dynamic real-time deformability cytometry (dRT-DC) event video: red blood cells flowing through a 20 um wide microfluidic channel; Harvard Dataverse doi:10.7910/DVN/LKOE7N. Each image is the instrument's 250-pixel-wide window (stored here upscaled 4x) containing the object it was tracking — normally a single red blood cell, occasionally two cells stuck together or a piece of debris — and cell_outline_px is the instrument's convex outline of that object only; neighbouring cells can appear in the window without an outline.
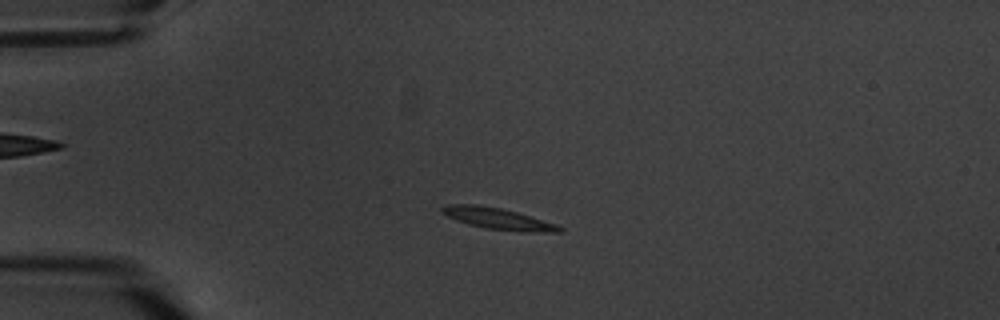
{"species": "common noctule bat (a hibernating species)", "species_latin": "Nyctalus noctula", "temperature_condition": "warm", "stored_images_in_passage": 6, "camera_frame_rate_fps": 3000, "um_per_image_px": 0.085, "animal": {"sex": "male", "body_mass_g": 20.1, "forearm_length_mm": 53.5}, "frame": {"image": 1, "passage_image": 5, "time_ms": 4.667, "image_size_px": [1000, 320], "cell_outline_px": [[564, 228], [560, 232], [520, 232], [484, 228], [468, 224], [456, 220], [440, 212], [440, 208], [444, 204], [476, 204], [500, 208], [516, 212], [556, 224]], "centroid_in_image_um": [42.29, 18.59], "position_along_channel_um": 42.7, "area_um2": 14.68}}